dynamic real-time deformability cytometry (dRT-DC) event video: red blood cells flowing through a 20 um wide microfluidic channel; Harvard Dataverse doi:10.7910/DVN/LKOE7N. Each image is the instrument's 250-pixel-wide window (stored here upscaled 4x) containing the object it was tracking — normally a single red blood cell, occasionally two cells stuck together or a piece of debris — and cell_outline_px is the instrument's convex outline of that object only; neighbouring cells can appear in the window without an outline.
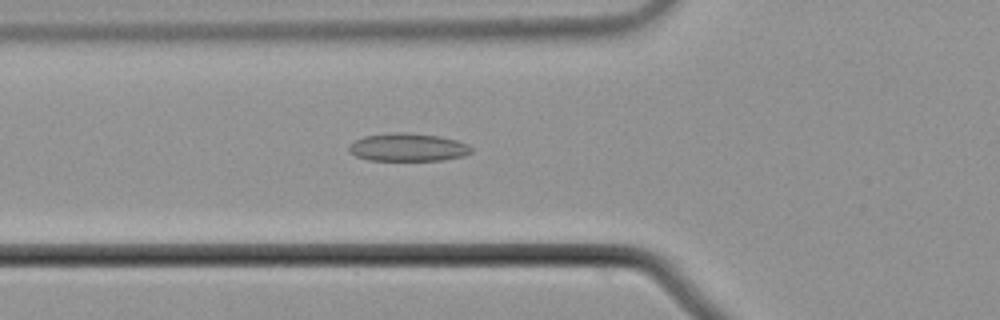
{"species": "common noctule bat (a hibernating species)", "species_latin": "Nyctalus noctula", "temperature_condition": "cold", "stored_images_in_passage": 54, "camera_frame_rate_fps": 3000, "um_per_image_px": 0.085, "animal": {"sex": "male", "body_mass_g": 21.5, "forearm_length_mm": 52.0}, "frame": {"image": 1, "passage_image": 19, "time_ms": 6.0, "image_size_px": [1000, 320], "cell_outline_px": [[472, 152], [464, 156], [444, 160], [368, 160], [356, 156], [348, 152], [348, 144], [364, 136], [392, 132], [408, 132], [440, 136], [456, 140], [468, 144], [472, 148]], "centroid_in_image_um": [34.66, 12.51], "position_along_channel_um": 91.1, "area_um2": 20.17}}
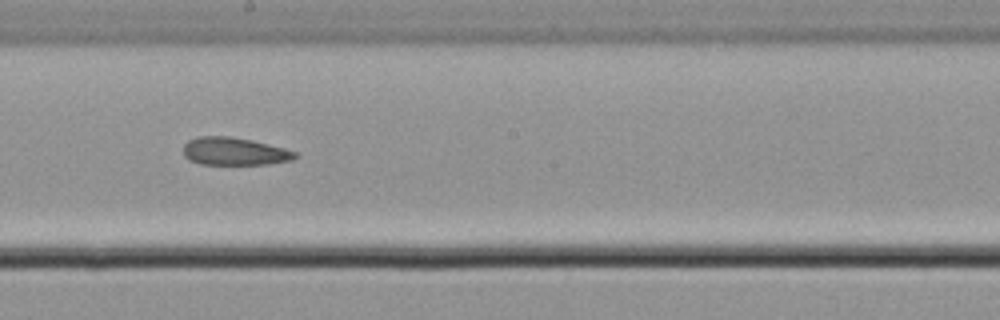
{"frame": {"image": 2, "passage_image": 30, "time_ms": 9.667, "image_size_px": [1000, 320], "cell_outline_px": [[296, 156], [292, 160], [268, 164], [200, 164], [188, 160], [184, 156], [184, 144], [188, 140], [196, 136], [228, 136], [252, 140], [284, 148], [296, 152]], "centroid_in_image_um": [19.88, 12.86], "position_along_channel_um": 228.3, "area_um2": 18.09}}
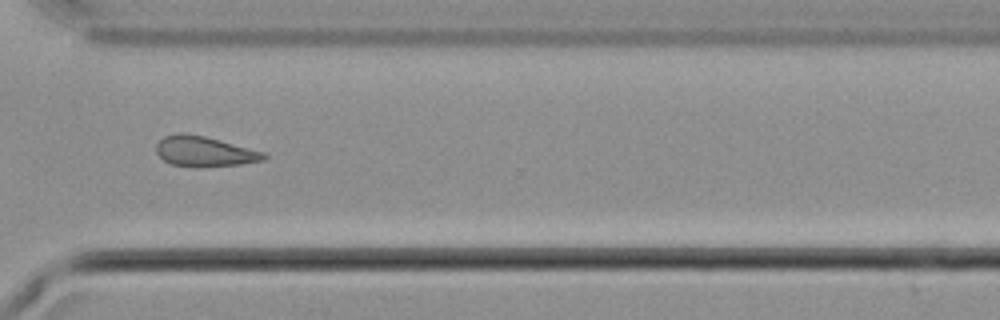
{"frame": {"image": 3, "passage_image": 40, "time_ms": 13.0, "image_size_px": [1000, 320], "cell_outline_px": [[268, 156], [264, 160], [240, 164], [196, 168], [192, 168], [172, 164], [164, 160], [156, 152], [156, 144], [164, 136], [180, 132], [204, 136], [268, 152]], "centroid_in_image_um": [17.41, 12.88], "position_along_channel_um": 353.2, "area_um2": 19.25}, "authors_computed_cell_mechanics": {"area_um2": 19.5075, "velocity_mm_per_s": 3.7371, "shape_relaxation_time_tau1_ms": null, "shape_relaxation_time_tau2_ms": 3.9755, "deformation_change_tau1": null, "deformation_change_tau2": 0.1225}}